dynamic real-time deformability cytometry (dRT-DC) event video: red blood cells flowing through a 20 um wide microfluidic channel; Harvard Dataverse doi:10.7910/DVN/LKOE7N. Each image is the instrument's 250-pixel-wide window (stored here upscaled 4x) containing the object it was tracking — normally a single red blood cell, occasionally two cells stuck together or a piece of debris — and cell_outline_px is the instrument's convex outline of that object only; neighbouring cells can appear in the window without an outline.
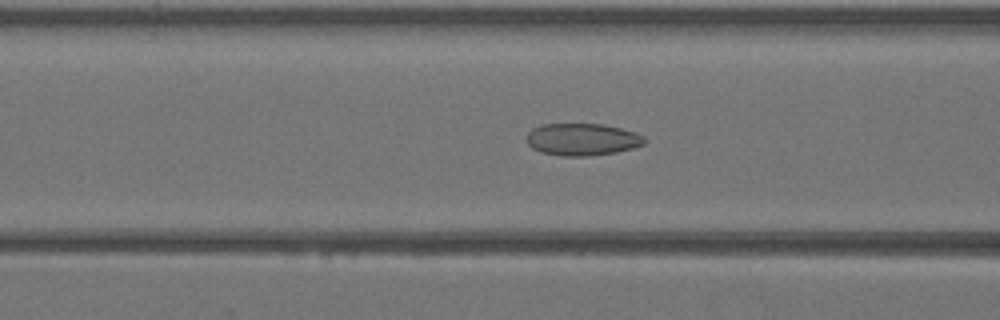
{"species": "Egyptian fruit bat (a non-hibernating species)", "species_latin": "Rousettus aegyptiacus", "temperature_condition": "warm", "stored_images_in_passage": 43, "camera_frame_rate_fps": 3000, "um_per_image_px": 0.085, "animal": {"sex": "female"}, "frame": {"image": 1, "passage_image": 17, "time_ms": 5.333, "image_size_px": [1000, 320], "cell_outline_px": [[644, 144], [632, 148], [616, 152], [584, 156], [564, 156], [540, 152], [532, 148], [524, 140], [528, 132], [532, 128], [540, 124], [604, 124], [636, 132], [644, 136]], "centroid_in_image_um": [49.44, 11.84], "position_along_channel_um": 117.2, "area_um2": 22.2}}
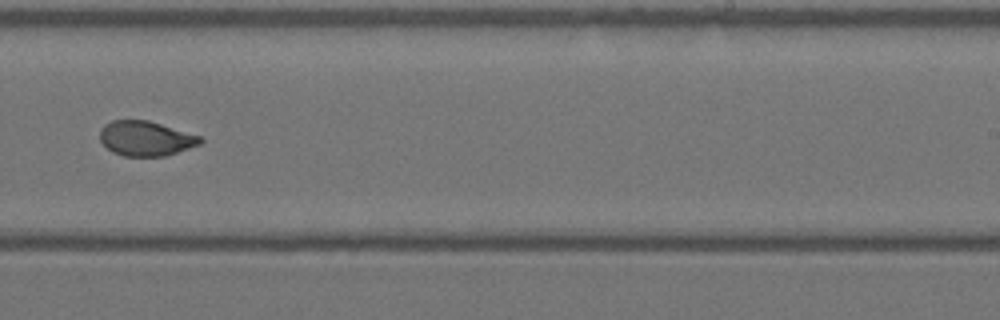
{"frame": {"image": 2, "passage_image": 27, "time_ms": 8.667, "image_size_px": [1000, 320], "cell_outline_px": [[204, 140], [200, 144], [164, 156], [124, 156], [112, 152], [100, 140], [100, 128], [104, 124], [112, 120], [148, 120], [200, 136]], "centroid_in_image_um": [12.36, 11.76], "position_along_channel_um": 276.6, "area_um2": 20.23}}
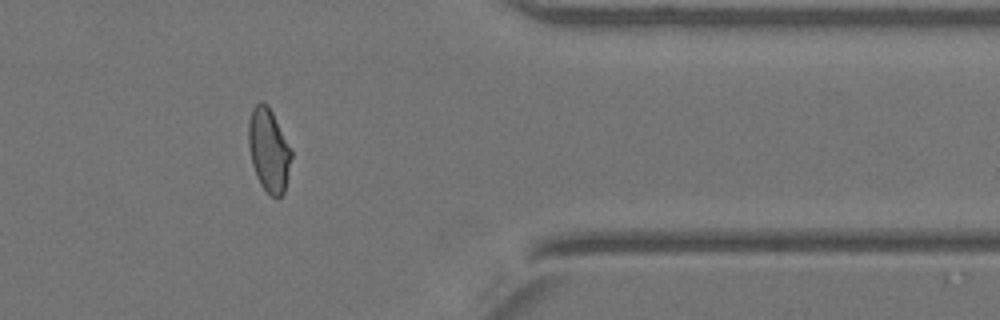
{"frame": {"image": 3, "passage_image": 35, "time_ms": 11.333, "image_size_px": [1000, 320], "cell_outline_px": [[292, 156], [284, 192], [280, 196], [272, 196], [260, 184], [256, 176], [252, 164], [248, 144], [248, 120], [252, 108], [260, 100], [268, 104], [292, 152]], "centroid_in_image_um": [22.82, 12.72], "position_along_channel_um": 388.6, "area_um2": 20.63}}